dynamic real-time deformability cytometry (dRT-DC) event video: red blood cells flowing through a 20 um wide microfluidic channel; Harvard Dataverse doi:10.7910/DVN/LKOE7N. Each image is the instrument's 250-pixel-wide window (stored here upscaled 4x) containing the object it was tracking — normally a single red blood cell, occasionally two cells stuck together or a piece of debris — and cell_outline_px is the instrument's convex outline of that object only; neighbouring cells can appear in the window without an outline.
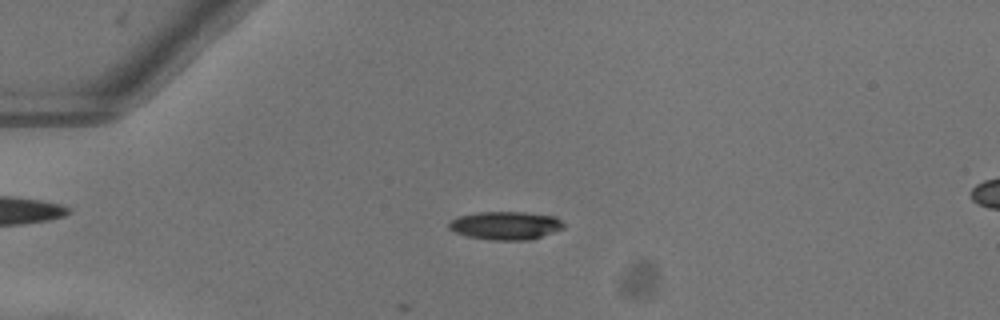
{"species": "common noctule bat (a hibernating species)", "species_latin": "Nyctalus noctula", "temperature_condition": "warm", "stored_images_in_passage": 11, "camera_frame_rate_fps": 3000, "um_per_image_px": 0.085, "animal": {"sex": "female"}, "frame": {"image": 1, "passage_image": 6, "time_ms": 1.667, "image_size_px": [1000, 320], "cell_outline_px": [[564, 228], [528, 240], [492, 240], [468, 236], [456, 232], [448, 228], [448, 224], [452, 220], [460, 216], [480, 212], [524, 212], [556, 216], [564, 224]], "centroid_in_image_um": [42.99, 19.16], "position_along_channel_um": 42.0, "area_um2": 18.61}}
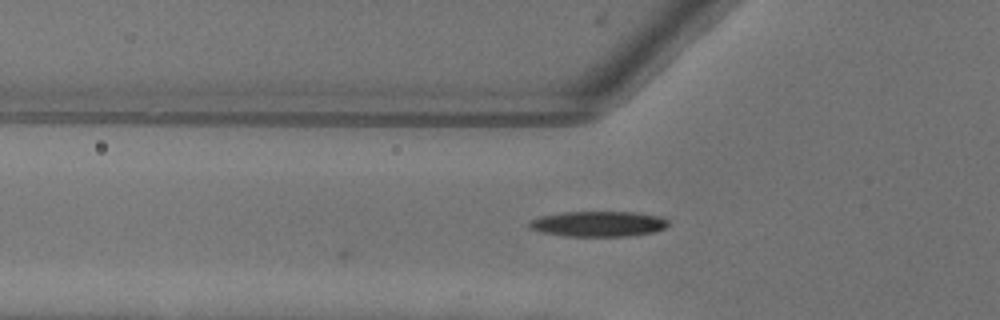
{"frame": {"image": 2, "passage_image": 11, "time_ms": 3.333, "image_size_px": [1000, 320], "cell_outline_px": [[668, 224], [664, 228], [652, 232], [628, 236], [568, 236], [544, 232], [528, 228], [528, 224], [532, 220], [540, 216], [564, 212], [636, 212], [660, 216], [668, 220]], "centroid_in_image_um": [50.87, 19.02], "position_along_channel_um": 74.9, "area_um2": 20.4}}